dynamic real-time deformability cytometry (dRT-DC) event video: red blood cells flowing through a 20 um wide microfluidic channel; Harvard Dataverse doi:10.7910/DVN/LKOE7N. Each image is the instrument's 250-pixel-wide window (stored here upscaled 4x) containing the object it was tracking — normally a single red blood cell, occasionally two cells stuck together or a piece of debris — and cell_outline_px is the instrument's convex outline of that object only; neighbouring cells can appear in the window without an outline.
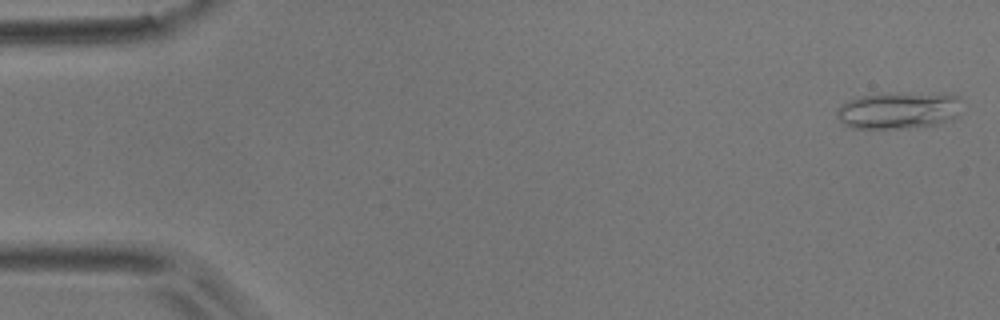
{"species": "common noctule bat (a hibernating species)", "species_latin": "Nyctalus noctula", "temperature_condition": "room temperature", "stored_images_in_passage": 53, "camera_frame_rate_fps": 3000, "um_per_image_px": 0.085, "animal": {"sex": "male", "body_mass_g": 17.9}, "frame": {"image": 1, "passage_image": 2, "time_ms": 0.333, "image_size_px": [1000, 320], "cell_outline_px": [[960, 96], [956, 116], [952, 120], [940, 124], [908, 128], [852, 128], [844, 124], [836, 116], [836, 108], [840, 104], [856, 96], [944, 92]], "centroid_in_image_um": [76.37, 9.38], "position_along_channel_um": 8.6, "area_um2": 26.93}}
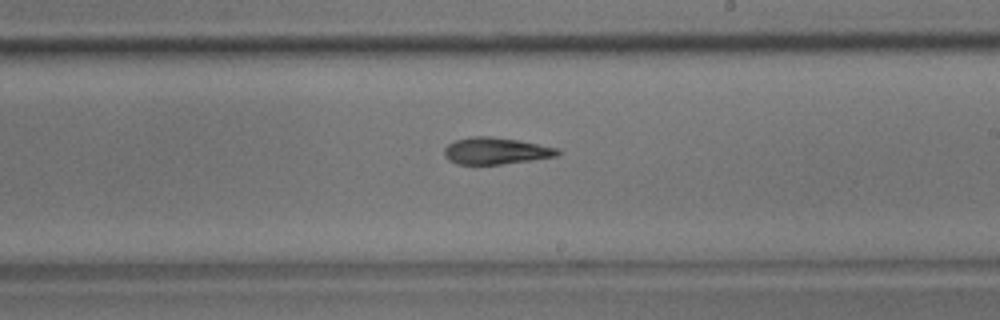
{"frame": {"image": 2, "passage_image": 31, "time_ms": 10.0, "image_size_px": [1000, 320], "cell_outline_px": [[564, 152], [556, 156], [532, 160], [500, 164], [456, 164], [448, 160], [444, 156], [444, 148], [448, 144], [456, 140], [472, 136], [488, 136], [516, 140], [560, 148]], "centroid_in_image_um": [42.15, 12.83], "position_along_channel_um": 246.8, "area_um2": 17.69}}
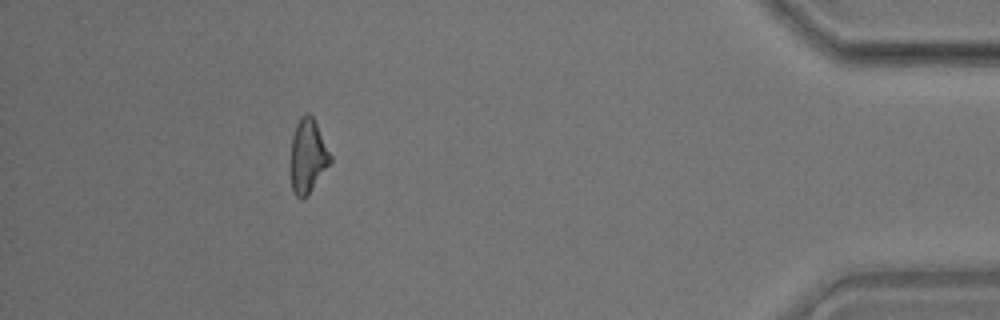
{"frame": {"image": 3, "passage_image": 48, "time_ms": 15.667, "image_size_px": [1000, 320], "cell_outline_px": [[332, 160], [308, 196], [304, 200], [300, 200], [292, 192], [292, 136], [296, 124], [300, 116], [304, 112], [308, 112], [312, 116], [332, 156]], "centroid_in_image_um": [26.17, 13.28], "position_along_channel_um": 409.0, "area_um2": 16.99}, "authors_computed_cell_mechanics": {"area_um2": 18.0914, "velocity_mm_per_s": 3.8172, "shape_relaxation_time_tau1_ms": 7.7, "shape_relaxation_time_tau2_ms": 6.4127, "deformation_change_tau1": 0.19, "deformation_change_tau2": 0.1685}}